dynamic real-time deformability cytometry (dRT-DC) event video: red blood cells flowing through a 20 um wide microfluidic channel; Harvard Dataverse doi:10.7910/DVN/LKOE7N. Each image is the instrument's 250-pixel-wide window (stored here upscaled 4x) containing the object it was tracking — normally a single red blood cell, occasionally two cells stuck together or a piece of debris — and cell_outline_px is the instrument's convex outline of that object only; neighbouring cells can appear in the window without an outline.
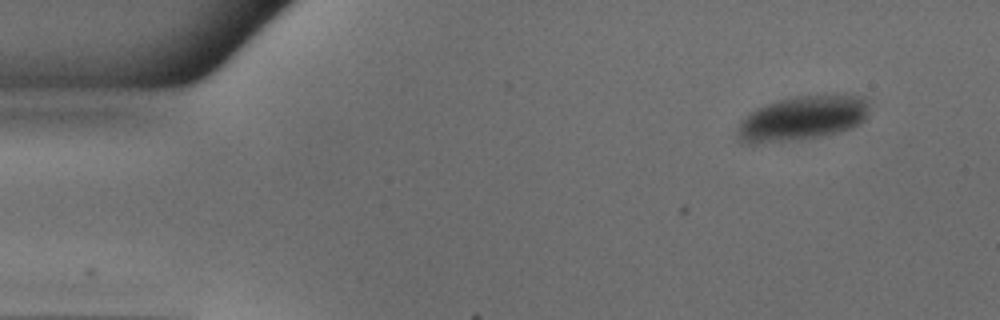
{"species": "common noctule bat (a hibernating species)", "species_latin": "Nyctalus noctula", "temperature_condition": "warm", "stored_images_in_passage": 41, "camera_frame_rate_fps": 3000, "um_per_image_px": 0.085, "animal": {"sex": "male", "body_mass_g": 18.8}, "frame": {"image": 1, "passage_image": 1, "time_ms": 0.0, "image_size_px": [1000, 320], "cell_outline_px": [[868, 108], [864, 120], [860, 124], [852, 128], [840, 132], [820, 136], [796, 140], [752, 144], [748, 144], [740, 140], [736, 132], [740, 120], [752, 112], [768, 104], [780, 100], [796, 96], [860, 96], [868, 100]], "centroid_in_image_um": [68.19, 10.08], "position_along_channel_um": 16.8, "area_um2": 33.7}}